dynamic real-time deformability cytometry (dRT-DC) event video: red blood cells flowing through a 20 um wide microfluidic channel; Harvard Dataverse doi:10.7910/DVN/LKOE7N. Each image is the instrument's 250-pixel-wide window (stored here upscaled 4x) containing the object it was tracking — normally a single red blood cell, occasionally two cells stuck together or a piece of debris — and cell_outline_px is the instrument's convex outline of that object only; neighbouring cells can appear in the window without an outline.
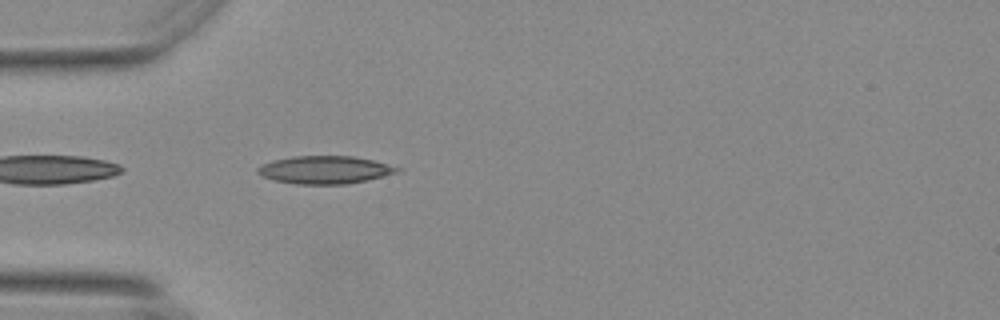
{"species": "Egyptian fruit bat (a non-hibernating species)", "species_latin": "Rousettus aegyptiacus", "temperature_condition": "warm", "stored_images_in_passage": 29, "camera_frame_rate_fps": 3000, "um_per_image_px": 0.085, "animal": {"sex": "female"}, "frame": {"image": 1, "passage_image": 2, "time_ms": 0.333, "image_size_px": [1000, 320], "cell_outline_px": [[400, 168], [396, 172], [368, 180], [348, 184], [296, 184], [276, 180], [264, 176], [256, 172], [256, 168], [272, 160], [292, 156], [352, 156], [372, 160]], "centroid_in_image_um": [27.58, 14.43], "position_along_channel_um": 57.4, "area_um2": 22.31}}
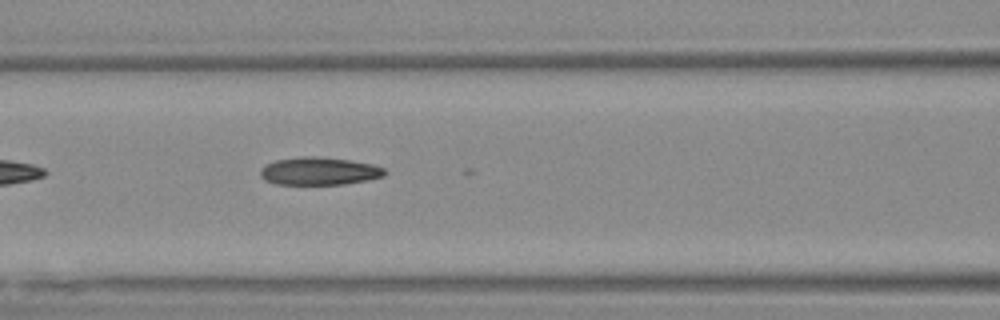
{"frame": {"image": 2, "passage_image": 9, "time_ms": 2.667, "image_size_px": [1000, 320], "cell_outline_px": [[388, 172], [384, 176], [368, 180], [344, 184], [276, 184], [264, 180], [260, 176], [260, 168], [264, 164], [276, 160], [300, 156], [320, 156], [348, 160], [372, 164], [384, 168]], "centroid_in_image_um": [27.11, 14.54], "position_along_channel_um": 139.5, "area_um2": 20.35}}
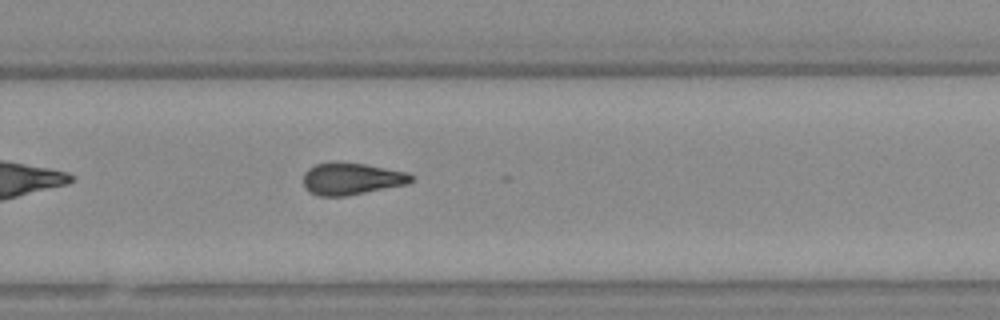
{"frame": {"image": 3, "passage_image": 22, "time_ms": 7.0, "image_size_px": [1000, 320], "cell_outline_px": [[416, 176], [408, 184], [348, 196], [320, 196], [308, 192], [304, 184], [304, 172], [308, 168], [316, 164], [332, 160], [364, 164], [408, 172]], "centroid_in_image_um": [29.88, 15.18], "position_along_channel_um": 299.9, "area_um2": 20.52}, "authors_computed_cell_mechanics": {"area_um2": 20.3456, "velocity_mm_per_s": 3.7139, "shape_relaxation_time_tau1_ms": null, "shape_relaxation_time_tau2_ms": 4.0192, "deformation_change_tau1": null, "deformation_change_tau2": 0.1289}}